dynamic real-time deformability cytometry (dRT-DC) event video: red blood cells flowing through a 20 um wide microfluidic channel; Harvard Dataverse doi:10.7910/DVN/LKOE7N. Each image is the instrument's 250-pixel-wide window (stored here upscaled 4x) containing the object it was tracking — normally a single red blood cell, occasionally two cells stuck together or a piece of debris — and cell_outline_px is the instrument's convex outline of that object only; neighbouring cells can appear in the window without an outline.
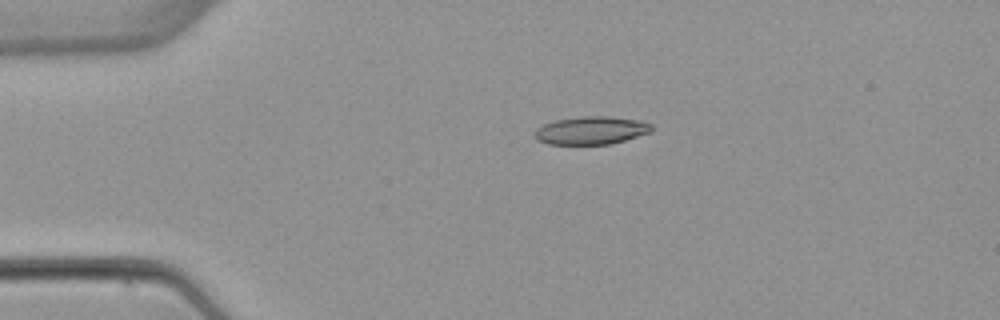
{"species": "common noctule bat (a hibernating species)", "species_latin": "Nyctalus noctula", "temperature_condition": "warm", "stored_images_in_passage": 4, "camera_frame_rate_fps": 3000, "um_per_image_px": 0.085, "animal": {"sex": "female", "body_mass_g": 22.7, "forearm_length_mm": 54.2}, "frame": {"image": 1, "passage_image": 3, "time_ms": 3.333, "image_size_px": [1000, 320], "cell_outline_px": [[652, 132], [612, 144], [548, 144], [536, 140], [532, 136], [532, 132], [536, 128], [544, 124], [556, 120], [580, 116], [608, 116], [640, 120], [652, 124]], "centroid_in_image_um": [50.22, 11.09], "position_along_channel_um": 34.8, "area_um2": 19.36}}